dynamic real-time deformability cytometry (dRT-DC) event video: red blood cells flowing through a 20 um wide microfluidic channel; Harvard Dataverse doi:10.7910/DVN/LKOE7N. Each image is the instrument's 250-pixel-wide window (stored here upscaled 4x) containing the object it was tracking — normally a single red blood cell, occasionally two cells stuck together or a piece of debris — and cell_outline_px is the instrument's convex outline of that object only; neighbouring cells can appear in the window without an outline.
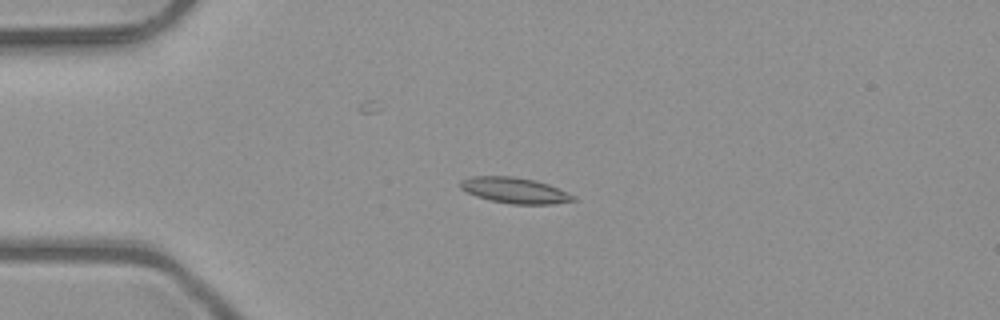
{"species": "common noctule bat (a hibernating species)", "species_latin": "Nyctalus noctula", "temperature_condition": "room temperature", "stored_images_in_passage": 4, "camera_frame_rate_fps": 3000, "um_per_image_px": 0.085, "animal": {"sex": "male", "body_mass_g": 23.1, "forearm_length_mm": 52.7}, "frame": {"image": 1, "passage_image": 3, "time_ms": 0.667, "image_size_px": [1000, 320], "cell_outline_px": [[576, 200], [552, 204], [512, 204], [488, 200], [476, 196], [460, 188], [460, 180], [472, 176], [512, 176], [536, 180], [548, 184], [568, 192], [576, 196]], "centroid_in_image_um": [43.76, 16.18], "position_along_channel_um": 41.2, "area_um2": 17.05}}